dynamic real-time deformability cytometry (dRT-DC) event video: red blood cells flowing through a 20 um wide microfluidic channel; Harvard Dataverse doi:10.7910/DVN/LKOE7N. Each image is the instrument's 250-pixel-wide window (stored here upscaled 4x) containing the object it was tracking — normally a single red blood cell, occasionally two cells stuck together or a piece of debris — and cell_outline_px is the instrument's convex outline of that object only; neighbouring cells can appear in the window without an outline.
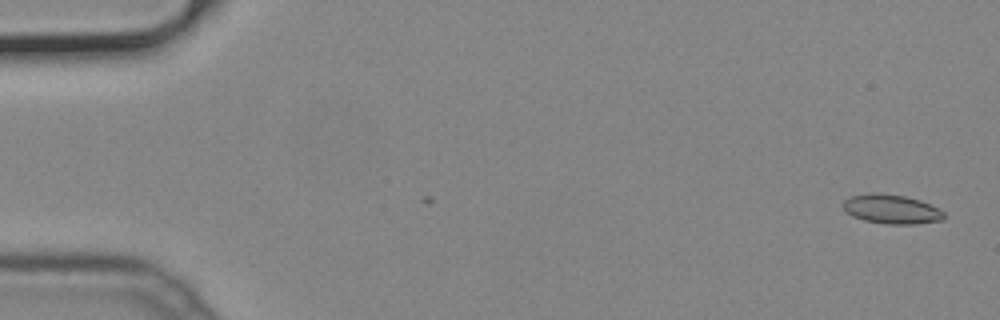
{"species": "common noctule bat (a hibernating species)", "species_latin": "Nyctalus noctula", "temperature_condition": "cold", "stored_images_in_passage": 52, "camera_frame_rate_fps": 3000, "um_per_image_px": 0.085, "animal": {"sex": "male", "body_mass_g": 19.2, "forearm_length_mm": 51.8}, "frame": {"image": 1, "passage_image": 2, "time_ms": 0.333, "image_size_px": [1000, 320], "cell_outline_px": [[944, 220], [916, 224], [888, 224], [864, 220], [852, 216], [844, 208], [844, 200], [852, 196], [880, 192], [904, 196], [920, 200], [944, 212]], "centroid_in_image_um": [75.8, 17.78], "position_along_channel_um": 9.2, "area_um2": 16.94}}
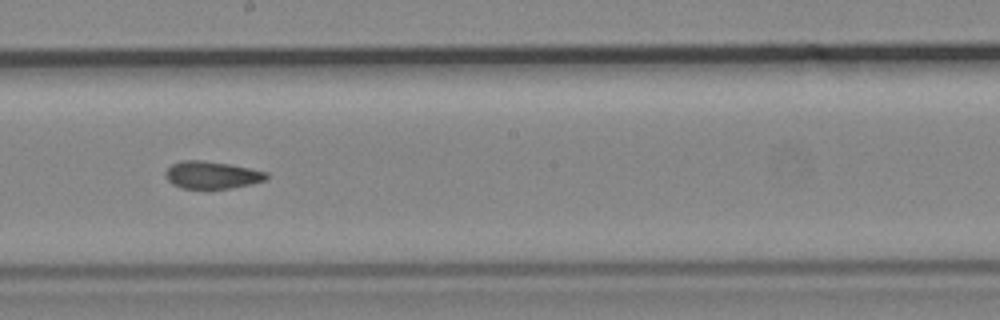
{"frame": {"image": 2, "passage_image": 29, "time_ms": 9.333, "image_size_px": [1000, 320], "cell_outline_px": [[268, 176], [264, 180], [248, 184], [228, 188], [180, 188], [172, 184], [164, 176], [164, 172], [172, 164], [180, 160], [204, 160], [228, 164], [268, 172]], "centroid_in_image_um": [17.94, 14.86], "position_along_channel_um": 230.3, "area_um2": 15.95}}
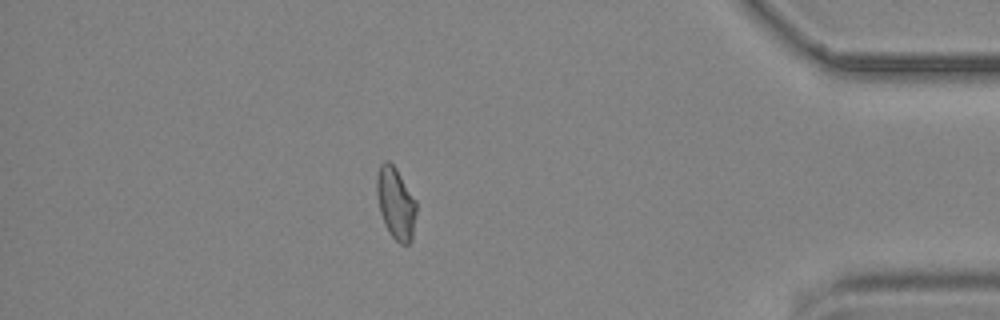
{"frame": {"image": 3, "passage_image": 45, "time_ms": 14.667, "image_size_px": [1000, 320], "cell_outline_px": [[416, 212], [412, 240], [408, 244], [400, 244], [392, 236], [384, 224], [380, 212], [376, 192], [376, 176], [380, 164], [384, 160], [388, 160], [396, 168], [416, 200]], "centroid_in_image_um": [33.63, 17.26], "position_along_channel_um": 401.6, "area_um2": 16.65}}